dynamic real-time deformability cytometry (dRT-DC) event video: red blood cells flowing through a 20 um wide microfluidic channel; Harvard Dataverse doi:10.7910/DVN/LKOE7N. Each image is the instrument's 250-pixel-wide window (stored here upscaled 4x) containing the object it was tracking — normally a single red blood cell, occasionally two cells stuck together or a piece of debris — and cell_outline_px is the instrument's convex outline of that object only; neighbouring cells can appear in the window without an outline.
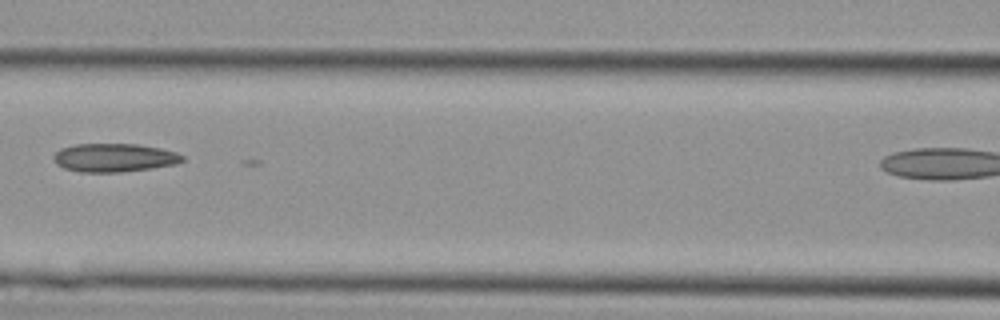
{"species": "Egyptian fruit bat (a non-hibernating species)", "species_latin": "Rousettus aegyptiacus", "temperature_condition": "cold", "stored_images_in_passage": 13, "segment_of_instrument_passage": [1, 2], "camera_frame_rate_fps": 3000, "um_per_image_px": 0.085, "animal": {"sex": "female"}, "frame": {"image": 1, "passage_image": 8, "time_ms": 2.333, "image_size_px": [1000, 320], "cell_outline_px": [[184, 160], [176, 164], [152, 168], [120, 172], [80, 172], [64, 168], [56, 164], [52, 156], [60, 148], [76, 144], [136, 144], [160, 148], [176, 152], [184, 156]], "centroid_in_image_um": [9.7, 13.4], "position_along_channel_um": 156.9, "area_um2": 21.39}}
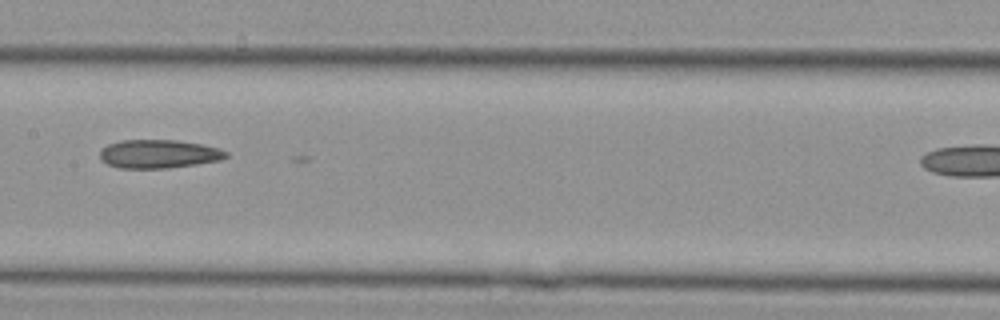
{"frame": {"image": 2, "passage_image": 10, "time_ms": 3.0, "image_size_px": [1000, 320], "cell_outline_px": [[228, 156], [220, 160], [196, 164], [168, 168], [120, 168], [108, 164], [100, 160], [100, 152], [108, 144], [120, 140], [176, 140], [200, 144], [216, 148], [228, 152]], "centroid_in_image_um": [13.47, 13.08], "position_along_channel_um": 193.9, "area_um2": 20.81}}